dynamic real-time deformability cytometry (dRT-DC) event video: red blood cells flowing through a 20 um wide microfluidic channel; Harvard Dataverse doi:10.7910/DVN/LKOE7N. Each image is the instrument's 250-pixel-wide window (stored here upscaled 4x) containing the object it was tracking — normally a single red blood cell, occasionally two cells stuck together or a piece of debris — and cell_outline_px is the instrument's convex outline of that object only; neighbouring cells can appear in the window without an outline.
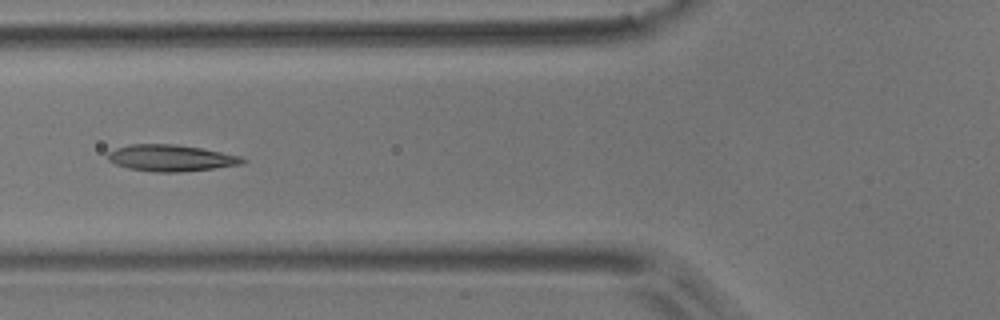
{"species": "common noctule bat (a hibernating species)", "species_latin": "Nyctalus noctula", "temperature_condition": "room temperature", "stored_images_in_passage": 8, "camera_frame_rate_fps": 3000, "um_per_image_px": 0.085, "animal": {"sex": "male", "body_mass_g": 17.9}, "frame": {"image": 1, "passage_image": 5, "time_ms": 1.333, "image_size_px": [1000, 320], "cell_outline_px": [[248, 160], [244, 164], [180, 172], [156, 172], [128, 168], [116, 164], [108, 160], [108, 152], [116, 148], [128, 144], [176, 144], [200, 148], [240, 156]], "centroid_in_image_um": [14.52, 13.43], "position_along_channel_um": 111.3, "area_um2": 20.69}}
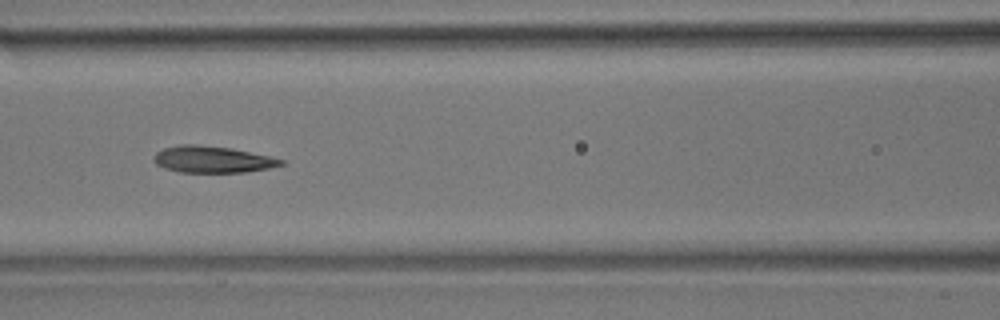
{"frame": {"image": 2, "passage_image": 6, "time_ms": 1.667, "image_size_px": [1000, 320], "cell_outline_px": [[284, 164], [268, 168], [244, 172], [180, 172], [164, 168], [156, 164], [152, 160], [152, 156], [156, 152], [164, 148], [180, 144], [196, 144], [232, 148], [268, 156], [284, 160]], "centroid_in_image_um": [18.0, 13.54], "position_along_channel_um": 148.6, "area_um2": 19.71}}
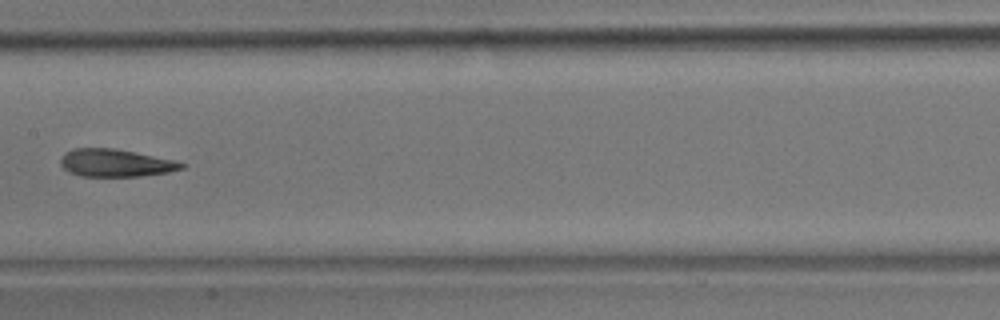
{"frame": {"image": 3, "passage_image": 7, "time_ms": 2.0, "image_size_px": [1000, 320], "cell_outline_px": [[188, 164], [184, 168], [168, 172], [140, 176], [80, 176], [68, 172], [60, 164], [60, 156], [64, 152], [72, 148], [116, 148], [176, 160]], "centroid_in_image_um": [9.82, 13.84], "position_along_channel_um": 197.6, "area_um2": 19.77}}